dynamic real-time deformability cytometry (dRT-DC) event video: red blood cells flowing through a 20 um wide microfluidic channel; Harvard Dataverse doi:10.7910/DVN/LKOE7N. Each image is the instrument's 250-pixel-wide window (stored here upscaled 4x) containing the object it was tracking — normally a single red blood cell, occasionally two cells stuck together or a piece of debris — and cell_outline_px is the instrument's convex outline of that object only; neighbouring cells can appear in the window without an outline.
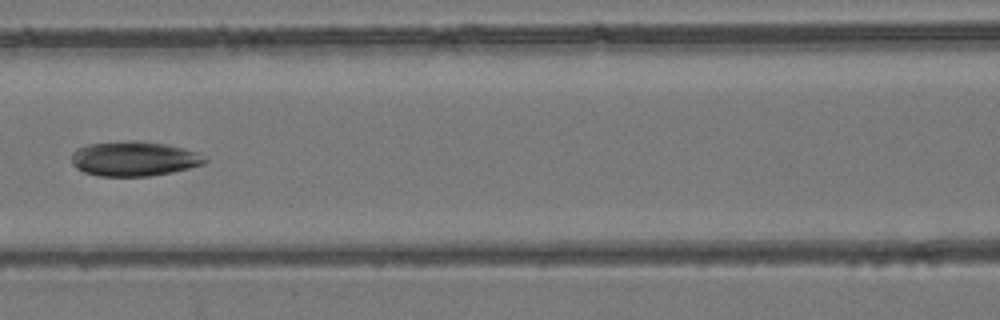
{"species": "common noctule bat (a hibernating species)", "species_latin": "Nyctalus noctula", "temperature_condition": "room temperature", "stored_images_in_passage": 5, "camera_frame_rate_fps": 3000, "um_per_image_px": 0.085, "animal": {"sex": "female", "body_mass_g": 24.6, "forearm_length_mm": 56.2}, "frame": {"image": 1, "passage_image": 3, "time_ms": 0.667, "image_size_px": [1000, 320], "cell_outline_px": [[208, 160], [204, 164], [172, 172], [148, 176], [100, 176], [84, 172], [76, 168], [72, 164], [72, 152], [76, 148], [88, 144], [132, 140], [164, 144], [184, 148], [196, 152]], "centroid_in_image_um": [11.36, 13.49], "position_along_channel_um": 155.2, "area_um2": 26.88}}
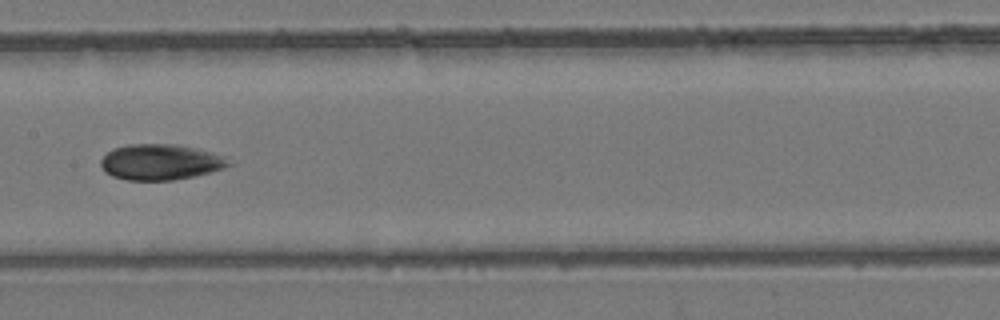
{"frame": {"image": 2, "passage_image": 4, "time_ms": 1.0, "image_size_px": [1000, 320], "cell_outline_px": [[236, 164], [212, 172], [196, 176], [172, 180], [128, 180], [112, 176], [104, 172], [100, 164], [100, 160], [112, 148], [128, 144], [176, 144], [196, 148], [212, 152]], "centroid_in_image_um": [13.64, 13.78], "position_along_channel_um": 193.8, "area_um2": 26.82}}
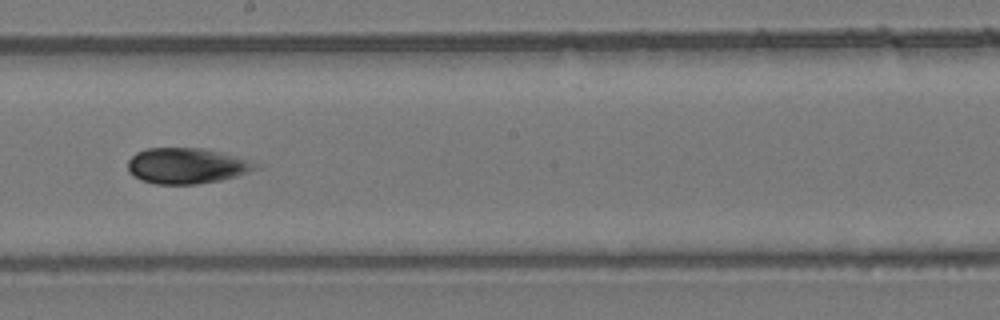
{"frame": {"image": 3, "passage_image": 5, "time_ms": 1.333, "image_size_px": [1000, 320], "cell_outline_px": [[264, 168], [236, 176], [220, 180], [196, 184], [156, 184], [140, 180], [132, 176], [128, 172], [128, 160], [136, 152], [148, 148], [204, 148], [220, 152], [264, 164]], "centroid_in_image_um": [15.92, 14.09], "position_along_channel_um": 232.3, "area_um2": 26.99}}